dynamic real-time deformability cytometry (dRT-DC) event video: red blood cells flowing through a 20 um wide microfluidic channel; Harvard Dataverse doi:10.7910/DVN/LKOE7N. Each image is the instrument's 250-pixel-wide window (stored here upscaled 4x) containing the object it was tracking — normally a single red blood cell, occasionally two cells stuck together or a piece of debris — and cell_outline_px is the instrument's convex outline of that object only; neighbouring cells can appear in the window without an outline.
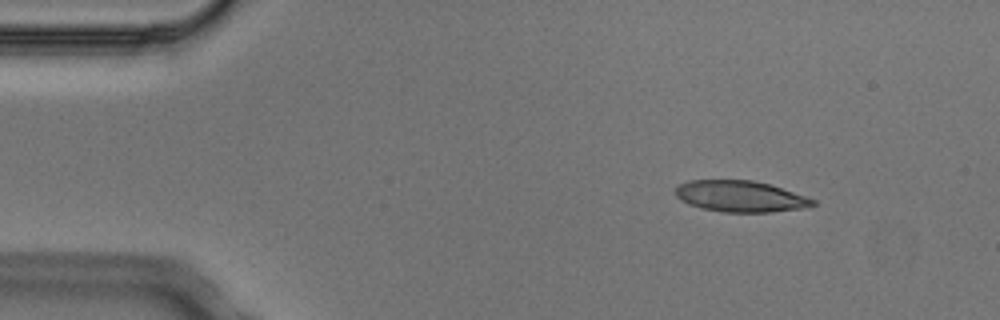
{"species": "Egyptian fruit bat (a non-hibernating species)", "species_latin": "Rousettus aegyptiacus", "temperature_condition": "cold", "stored_images_in_passage": 4, "camera_frame_rate_fps": 3000, "um_per_image_px": 0.085, "animal": {"sex": "male"}, "frame": {"image": 1, "passage_image": 1, "time_ms": 0.0, "image_size_px": [1000, 320], "cell_outline_px": [[816, 204], [800, 208], [772, 212], [724, 212], [700, 208], [688, 204], [680, 200], [676, 196], [676, 188], [680, 184], [688, 180], [752, 180], [768, 184], [816, 200]], "centroid_in_image_um": [62.87, 16.69], "position_along_channel_um": 22.1, "area_um2": 24.74}}
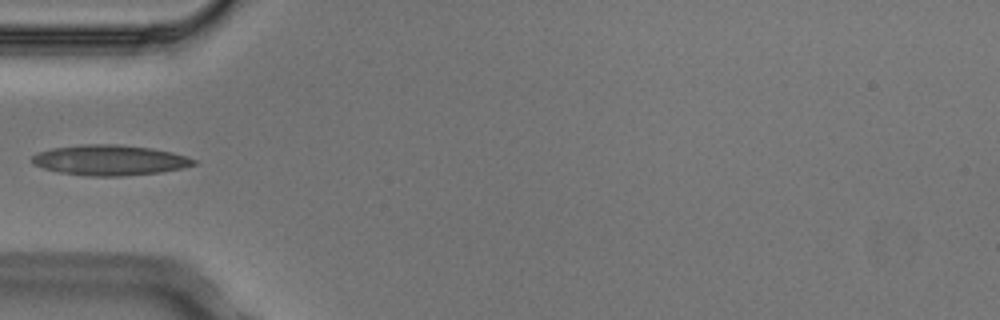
{"frame": {"image": 2, "passage_image": 4, "time_ms": 1.0, "image_size_px": [1000, 320], "cell_outline_px": [[200, 164], [184, 168], [160, 172], [120, 176], [88, 176], [60, 172], [44, 168], [32, 164], [32, 156], [40, 152], [52, 148], [84, 144], [116, 144], [152, 148], [172, 152], [196, 160]], "centroid_in_image_um": [9.36, 13.61], "position_along_channel_um": 75.6, "area_um2": 28.55}}